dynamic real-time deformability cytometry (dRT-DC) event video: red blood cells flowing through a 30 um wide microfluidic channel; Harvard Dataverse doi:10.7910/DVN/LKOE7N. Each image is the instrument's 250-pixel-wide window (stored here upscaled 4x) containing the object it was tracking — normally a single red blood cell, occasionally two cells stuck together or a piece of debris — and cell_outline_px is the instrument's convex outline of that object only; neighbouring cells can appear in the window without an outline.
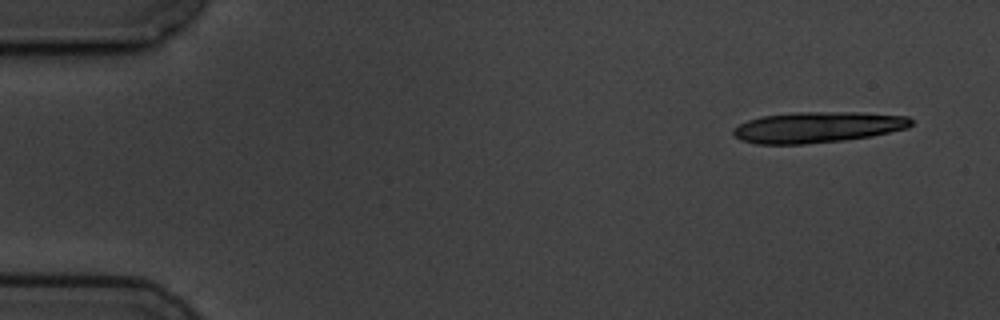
{"species": "common noctule bat (a hibernating species)", "species_latin": "Nyctalus noctula", "temperature_condition": "cold", "stored_images_in_passage": 6, "camera_frame_rate_fps": 3000, "um_per_image_px": 0.085, "animal": {"sex": "male", "body_mass_g": 19.5, "forearm_length_mm": 54.6}, "frame": {"image": 1, "passage_image": 1, "time_ms": 0.0, "image_size_px": [1000, 320], "cell_outline_px": [[912, 124], [908, 128], [872, 136], [844, 140], [800, 144], [756, 144], [740, 140], [732, 132], [732, 128], [748, 120], [764, 116], [792, 112], [860, 112], [908, 116], [912, 120]], "centroid_in_image_um": [69.5, 10.81], "position_along_channel_um": 15.5, "area_um2": 32.08}}
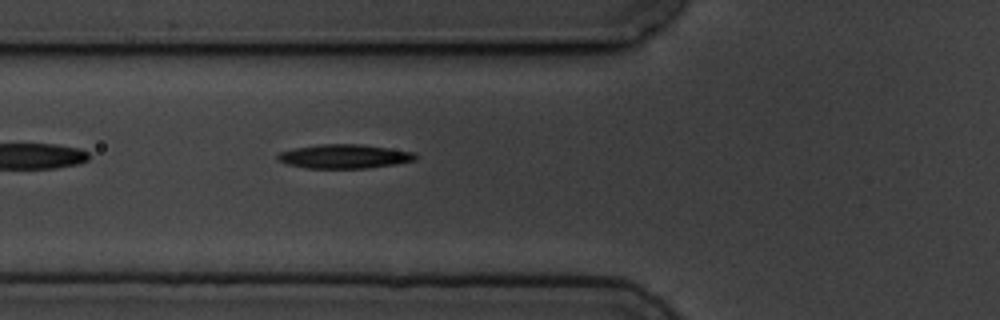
{"frame": {"image": 2, "passage_image": 6, "time_ms": 5.667, "image_size_px": [1000, 320], "cell_outline_px": [[416, 160], [396, 164], [368, 168], [308, 168], [288, 164], [276, 160], [276, 156], [280, 152], [292, 148], [320, 144], [360, 144], [416, 152]], "centroid_in_image_um": [29.26, 13.29], "position_along_channel_um": 96.5, "area_um2": 19.36}}